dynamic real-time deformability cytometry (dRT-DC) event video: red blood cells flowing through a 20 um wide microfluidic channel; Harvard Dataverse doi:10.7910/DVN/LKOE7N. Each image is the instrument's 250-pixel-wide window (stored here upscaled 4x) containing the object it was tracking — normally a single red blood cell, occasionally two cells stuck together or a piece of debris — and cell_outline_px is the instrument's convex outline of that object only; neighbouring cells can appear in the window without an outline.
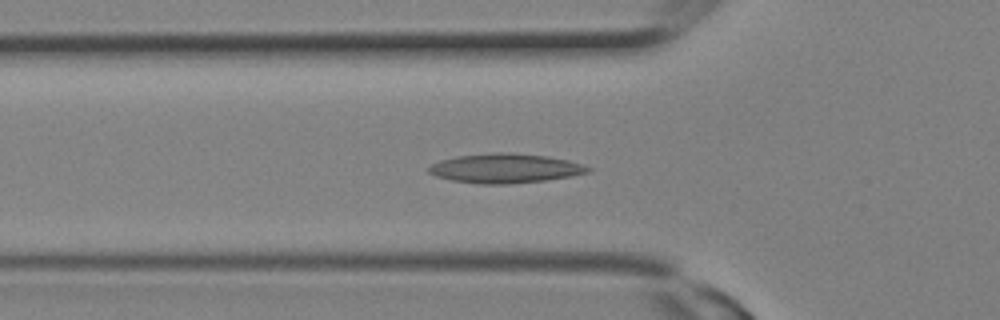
{"species": "Egyptian fruit bat (a non-hibernating species)", "species_latin": "Rousettus aegyptiacus", "temperature_condition": "room temperature", "stored_images_in_passage": 8, "camera_frame_rate_fps": 3000, "um_per_image_px": 0.085, "animal": {"sex": "female"}, "frame": {"image": 1, "passage_image": 6, "time_ms": 1.667, "image_size_px": [1000, 320], "cell_outline_px": [[592, 168], [588, 172], [572, 176], [544, 180], [508, 184], [480, 184], [452, 180], [436, 176], [428, 172], [428, 168], [432, 164], [440, 160], [456, 156], [492, 152], [512, 152], [548, 156], [568, 160]], "centroid_in_image_um": [42.92, 14.3], "position_along_channel_um": 82.9, "area_um2": 27.28}}
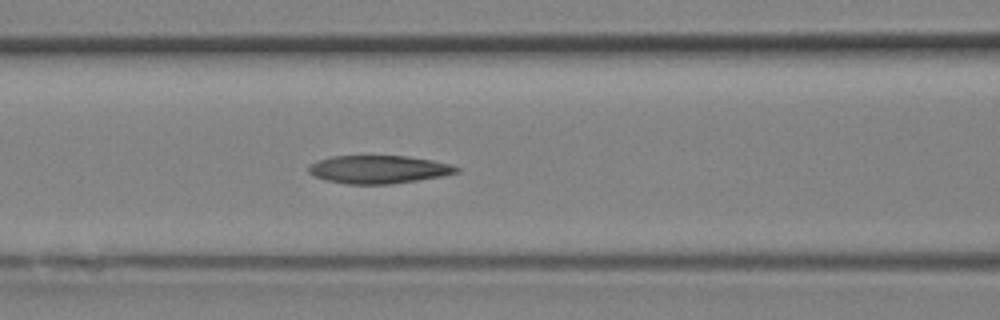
{"frame": {"image": 2, "passage_image": 8, "time_ms": 2.333, "image_size_px": [1000, 320], "cell_outline_px": [[460, 172], [444, 176], [388, 184], [348, 184], [328, 180], [316, 176], [308, 172], [308, 168], [316, 160], [332, 156], [408, 156], [432, 160], [448, 164], [460, 168]], "centroid_in_image_um": [32.2, 14.39], "position_along_channel_um": 134.4, "area_um2": 23.99}}